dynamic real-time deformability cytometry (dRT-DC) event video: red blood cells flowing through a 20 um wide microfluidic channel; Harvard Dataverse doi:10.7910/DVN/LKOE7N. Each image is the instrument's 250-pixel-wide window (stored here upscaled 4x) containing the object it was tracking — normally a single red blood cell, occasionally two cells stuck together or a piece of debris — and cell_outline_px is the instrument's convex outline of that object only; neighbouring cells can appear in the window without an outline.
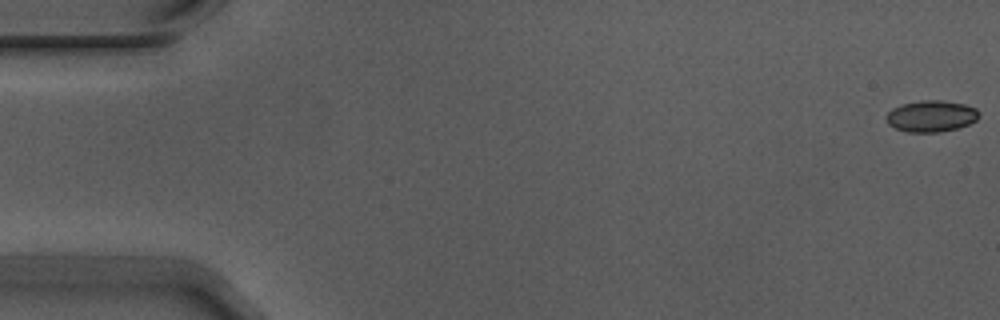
{"species": "Egyptian fruit bat (a non-hibernating species)", "species_latin": "Rousettus aegyptiacus", "temperature_condition": "warm", "stored_images_in_passage": 56, "camera_frame_rate_fps": 3000, "um_per_image_px": 0.085, "animal": {"sex": "male"}, "frame": {"image": 1, "passage_image": 1, "time_ms": 0.0, "image_size_px": [1000, 320], "cell_outline_px": [[980, 116], [976, 120], [968, 124], [956, 128], [940, 132], [908, 132], [896, 128], [888, 124], [884, 116], [892, 108], [900, 104], [920, 100], [944, 100], [964, 104], [976, 108], [980, 112]], "centroid_in_image_um": [79.14, 9.86], "position_along_channel_um": 5.9, "area_um2": 17.17}}
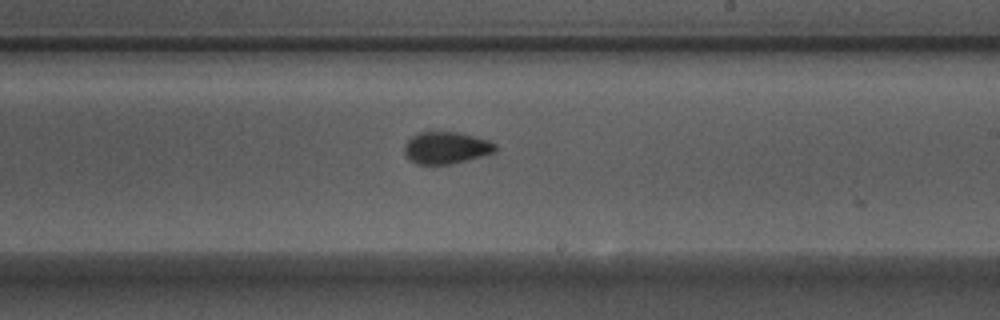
{"frame": {"image": 2, "passage_image": 33, "time_ms": 10.667, "image_size_px": [1000, 320], "cell_outline_px": [[496, 152], [448, 164], [416, 164], [408, 160], [404, 152], [404, 144], [412, 136], [420, 132], [460, 132], [488, 140], [496, 144]], "centroid_in_image_um": [37.89, 12.55], "position_along_channel_um": 251.1, "area_um2": 16.88}}
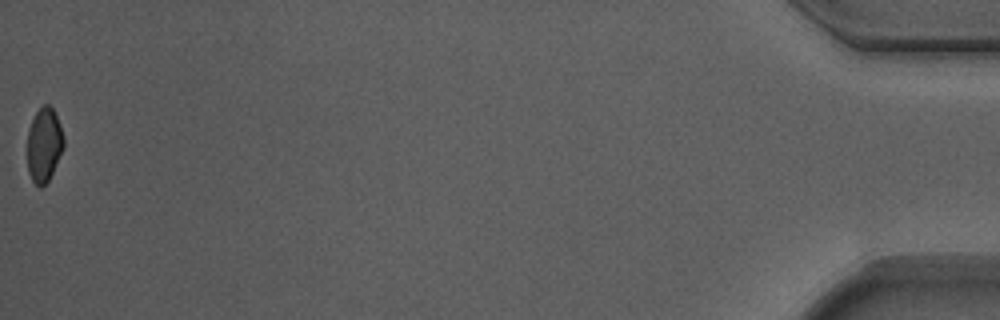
{"frame": {"image": 3, "passage_image": 56, "time_ms": 18.333, "image_size_px": [1000, 320], "cell_outline_px": [[64, 148], [48, 180], [40, 188], [32, 180], [28, 172], [28, 128], [36, 112], [44, 104], [48, 104], [52, 108], [56, 116], [64, 136]], "centroid_in_image_um": [3.75, 12.3], "position_along_channel_um": 431.5, "area_um2": 15.55}, "authors_computed_cell_mechanics": {"area_um2": 17.051, "velocity_mm_per_s": 3.7351, "shape_relaxation_time_tau1_ms": null, "shape_relaxation_time_tau2_ms": 1.2231, "deformation_change_tau1": null, "deformation_change_tau2": 0.0645}}